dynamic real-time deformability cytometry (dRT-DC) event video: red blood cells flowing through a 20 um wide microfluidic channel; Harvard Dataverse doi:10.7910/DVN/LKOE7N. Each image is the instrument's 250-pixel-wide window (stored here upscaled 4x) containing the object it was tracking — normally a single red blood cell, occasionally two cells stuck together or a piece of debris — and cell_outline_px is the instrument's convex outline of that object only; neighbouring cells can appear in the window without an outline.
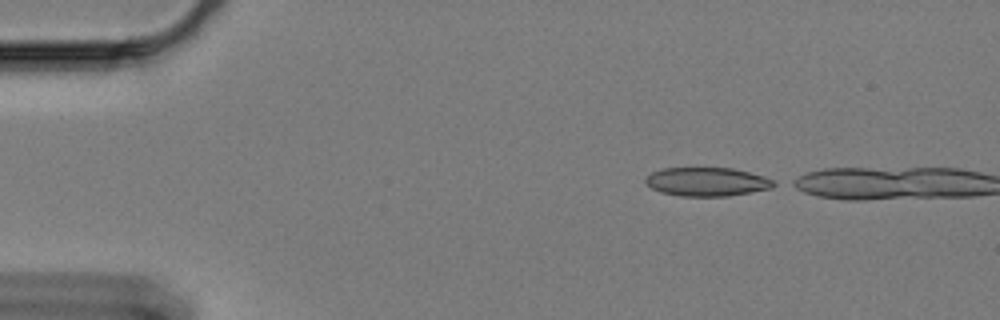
{"species": "Egyptian fruit bat (a non-hibernating species)", "species_latin": "Rousettus aegyptiacus", "temperature_condition": "cold", "stored_images_in_passage": 3, "camera_frame_rate_fps": 3000, "um_per_image_px": 0.085, "animal": {"sex": "female"}, "frame": {"image": 1, "passage_image": 1, "time_ms": 0.0, "image_size_px": [1000, 320], "cell_outline_px": [[780, 184], [772, 188], [752, 192], [728, 196], [680, 196], [660, 192], [652, 188], [644, 180], [652, 172], [664, 168], [732, 168], [764, 176], [776, 180]], "centroid_in_image_um": [60.16, 15.45], "position_along_channel_um": 24.8, "area_um2": 21.56}}